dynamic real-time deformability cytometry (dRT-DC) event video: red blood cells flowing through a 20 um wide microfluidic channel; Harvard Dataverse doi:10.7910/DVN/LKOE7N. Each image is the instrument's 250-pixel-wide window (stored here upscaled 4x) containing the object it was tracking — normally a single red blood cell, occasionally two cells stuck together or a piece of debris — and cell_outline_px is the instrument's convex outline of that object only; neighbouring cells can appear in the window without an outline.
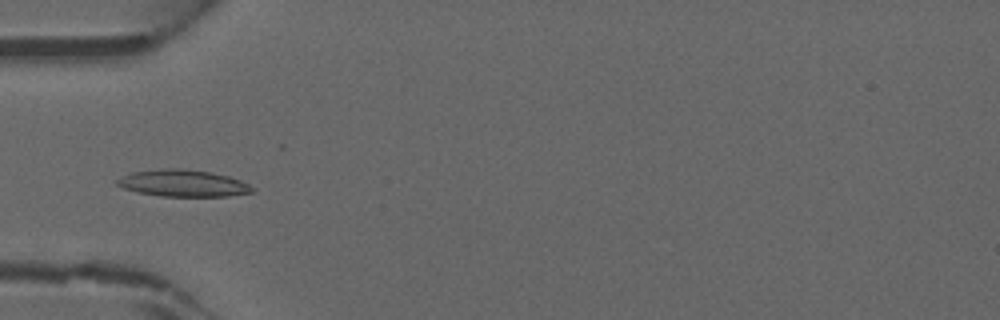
{"species": "common noctule bat (a hibernating species)", "species_latin": "Nyctalus noctula", "temperature_condition": "warm", "stored_images_in_passage": 41, "camera_frame_rate_fps": 3000, "um_per_image_px": 0.085, "animal": {"sex": "male", "forearm_length_mm": 52.5}, "frame": {"image": 1, "passage_image": 15, "time_ms": 4.667, "image_size_px": [1000, 320], "cell_outline_px": [[252, 192], [228, 196], [160, 196], [136, 192], [124, 188], [116, 184], [116, 180], [132, 172], [164, 168], [184, 168], [212, 172], [228, 176], [240, 180], [248, 184], [252, 188]], "centroid_in_image_um": [15.54, 15.57], "position_along_channel_um": 69.5, "area_um2": 21.04}}
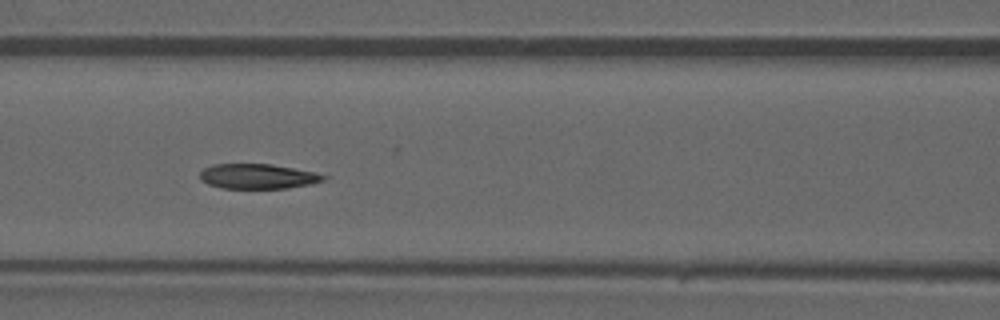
{"frame": {"image": 2, "passage_image": 20, "time_ms": 6.333, "image_size_px": [1000, 320], "cell_outline_px": [[328, 180], [288, 188], [220, 188], [208, 184], [200, 180], [200, 172], [204, 168], [212, 164], [272, 164], [316, 172], [328, 176]], "centroid_in_image_um": [21.93, 14.98], "position_along_channel_um": 144.7, "area_um2": 18.09}}
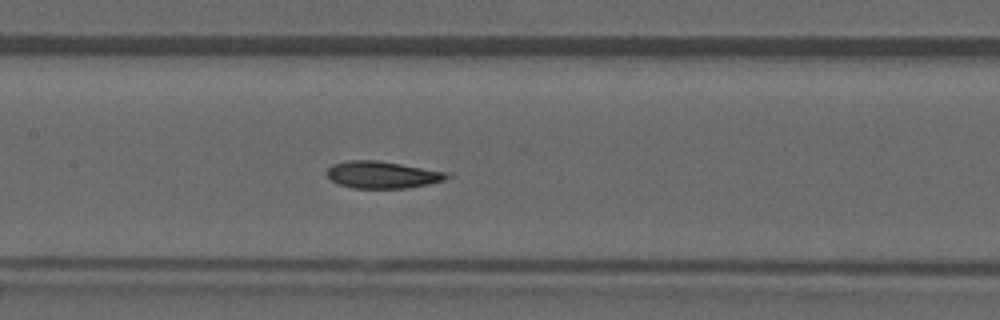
{"frame": {"image": 3, "passage_image": 22, "time_ms": 7.0, "image_size_px": [1000, 320], "cell_outline_px": [[452, 176], [444, 180], [428, 184], [408, 188], [352, 188], [340, 184], [332, 180], [328, 176], [328, 168], [332, 164], [348, 160], [376, 160], [452, 172]], "centroid_in_image_um": [32.57, 14.85], "position_along_channel_um": 174.8, "area_um2": 19.02}}